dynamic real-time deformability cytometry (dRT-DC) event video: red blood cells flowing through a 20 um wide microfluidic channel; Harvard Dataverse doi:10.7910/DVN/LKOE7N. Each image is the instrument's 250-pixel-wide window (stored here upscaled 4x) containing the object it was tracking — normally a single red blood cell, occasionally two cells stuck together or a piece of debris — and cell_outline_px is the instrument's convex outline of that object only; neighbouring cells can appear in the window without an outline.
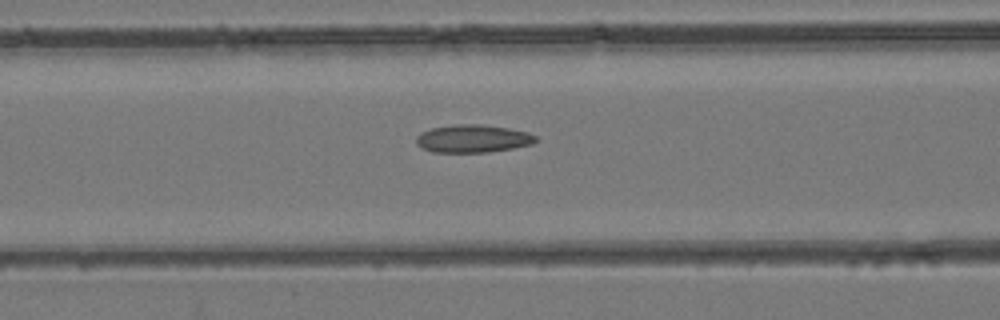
{"species": "common noctule bat (a hibernating species)", "species_latin": "Nyctalus noctula", "temperature_condition": "room temperature", "stored_images_in_passage": 49, "camera_frame_rate_fps": 3000, "um_per_image_px": 0.085, "animal": {"sex": "female", "body_mass_g": 24.6, "forearm_length_mm": 56.2}, "frame": {"image": 1, "passage_image": 21, "time_ms": 6.667, "image_size_px": [1000, 320], "cell_outline_px": [[536, 140], [532, 144], [512, 148], [488, 152], [432, 152], [416, 144], [416, 136], [420, 132], [432, 128], [460, 124], [480, 124], [508, 128], [528, 132], [536, 136]], "centroid_in_image_um": [40.18, 11.78], "position_along_channel_um": 126.4, "area_um2": 19.25}}
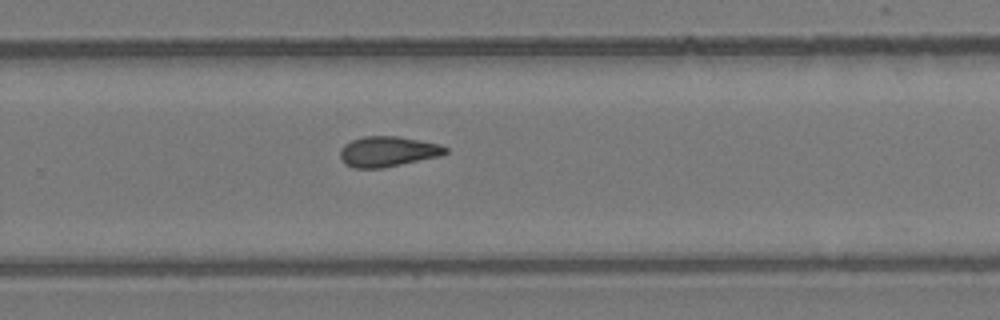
{"frame": {"image": 2, "passage_image": 33, "time_ms": 10.667, "image_size_px": [1000, 320], "cell_outline_px": [[448, 152], [444, 156], [380, 168], [352, 168], [344, 164], [340, 156], [340, 148], [344, 144], [352, 140], [364, 136], [396, 136], [440, 144], [448, 148]], "centroid_in_image_um": [32.97, 12.88], "position_along_channel_um": 296.8, "area_um2": 18.79}}
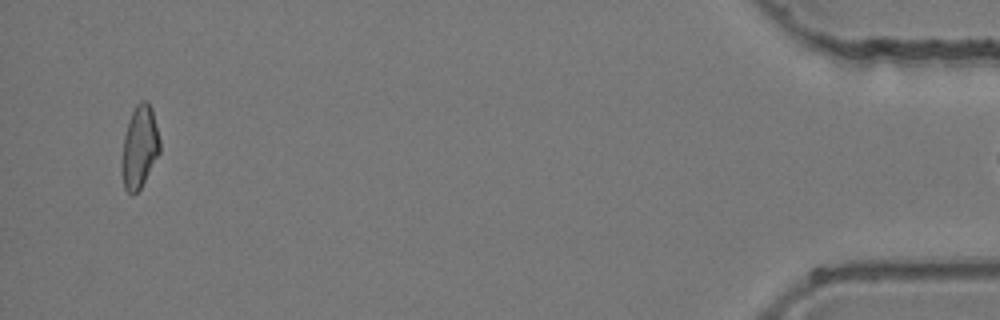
{"frame": {"image": 3, "passage_image": 48, "time_ms": 15.667, "image_size_px": [1000, 320], "cell_outline_px": [[160, 152], [140, 188], [132, 196], [124, 188], [120, 172], [120, 160], [124, 136], [128, 120], [136, 104], [140, 100], [148, 100], [152, 108], [160, 140]], "centroid_in_image_um": [11.83, 12.49], "position_along_channel_um": 423.4, "area_um2": 18.61}}